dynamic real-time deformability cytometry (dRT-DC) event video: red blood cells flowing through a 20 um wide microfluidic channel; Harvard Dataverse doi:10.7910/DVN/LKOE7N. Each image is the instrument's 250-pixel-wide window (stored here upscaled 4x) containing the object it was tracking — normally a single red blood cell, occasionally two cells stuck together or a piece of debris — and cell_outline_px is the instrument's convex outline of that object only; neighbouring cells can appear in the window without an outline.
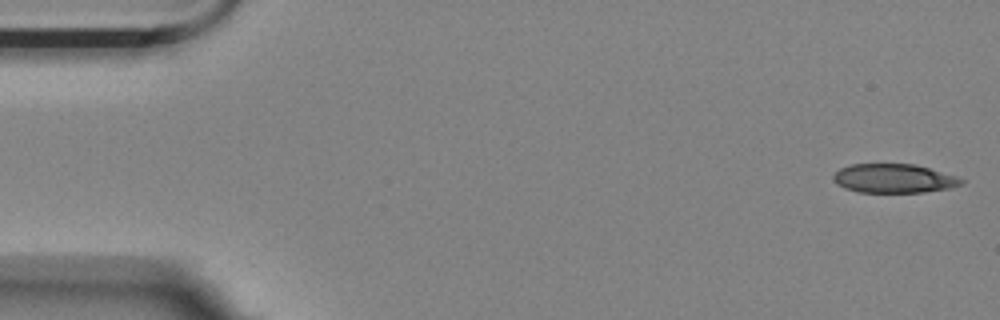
{"species": "Egyptian fruit bat (a non-hibernating species)", "species_latin": "Rousettus aegyptiacus", "temperature_condition": "room temperature", "stored_images_in_passage": 55, "camera_frame_rate_fps": 3000, "um_per_image_px": 0.085, "animal": {"sex": "female"}, "frame": {"image": 1, "passage_image": 1, "time_ms": 0.0, "image_size_px": [1000, 320], "cell_outline_px": [[964, 184], [952, 188], [924, 192], [856, 192], [844, 188], [836, 184], [832, 176], [840, 168], [852, 164], [916, 164], [956, 176], [964, 180]], "centroid_in_image_um": [75.99, 15.17], "position_along_channel_um": 9.0, "area_um2": 21.73}}
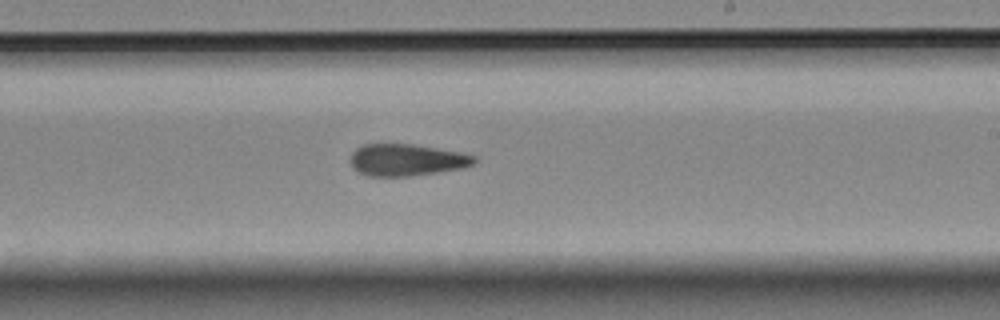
{"frame": {"image": 2, "passage_image": 32, "time_ms": 10.333, "image_size_px": [1000, 320], "cell_outline_px": [[480, 160], [476, 164], [464, 168], [408, 176], [368, 176], [352, 168], [352, 152], [356, 148], [364, 144], [412, 144], [460, 152], [476, 156]], "centroid_in_image_um": [34.62, 13.59], "position_along_channel_um": 254.4, "area_um2": 23.0}}
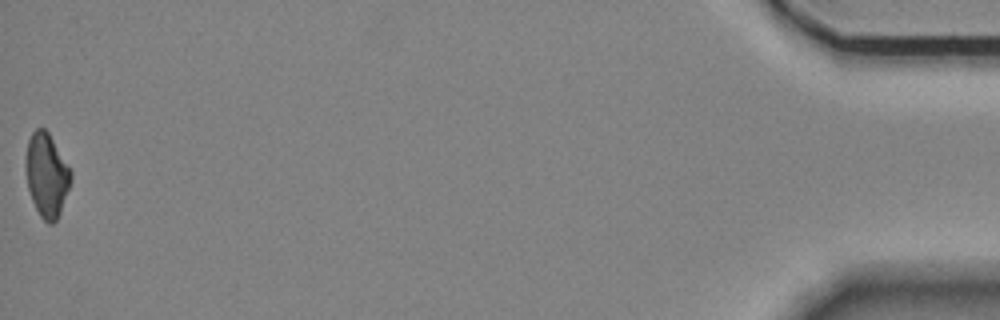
{"frame": {"image": 3, "passage_image": 55, "time_ms": 18.0, "image_size_px": [1000, 320], "cell_outline_px": [[72, 180], [60, 212], [56, 220], [52, 224], [48, 224], [40, 216], [32, 200], [28, 188], [24, 164], [28, 140], [32, 132], [36, 128], [44, 128], [48, 132], [72, 172]], "centroid_in_image_um": [3.95, 14.88], "position_along_channel_um": 431.2, "area_um2": 21.96}, "authors_computed_cell_mechanics": {"area_um2": 23.5824, "velocity_mm_per_s": 3.5684, "shape_relaxation_time_tau1_ms": null, "shape_relaxation_time_tau2_ms": 6.0472, "deformation_change_tau1": null, "deformation_change_tau2": 0.1535}}